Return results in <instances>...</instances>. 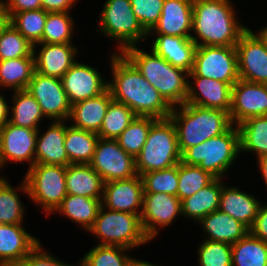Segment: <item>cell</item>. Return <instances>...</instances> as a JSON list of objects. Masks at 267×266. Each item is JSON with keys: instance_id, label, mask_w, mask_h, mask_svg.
Listing matches in <instances>:
<instances>
[{"instance_id": "obj_8", "label": "cell", "mask_w": 267, "mask_h": 266, "mask_svg": "<svg viewBox=\"0 0 267 266\" xmlns=\"http://www.w3.org/2000/svg\"><path fill=\"white\" fill-rule=\"evenodd\" d=\"M17 189L25 192L35 205H42L39 207L46 214H52L67 195L66 166L35 163Z\"/></svg>"}, {"instance_id": "obj_36", "label": "cell", "mask_w": 267, "mask_h": 266, "mask_svg": "<svg viewBox=\"0 0 267 266\" xmlns=\"http://www.w3.org/2000/svg\"><path fill=\"white\" fill-rule=\"evenodd\" d=\"M158 119L149 116H137L116 139L119 146L129 155L136 158L147 140L150 127Z\"/></svg>"}, {"instance_id": "obj_44", "label": "cell", "mask_w": 267, "mask_h": 266, "mask_svg": "<svg viewBox=\"0 0 267 266\" xmlns=\"http://www.w3.org/2000/svg\"><path fill=\"white\" fill-rule=\"evenodd\" d=\"M144 193H166L177 196L178 164L141 175Z\"/></svg>"}, {"instance_id": "obj_12", "label": "cell", "mask_w": 267, "mask_h": 266, "mask_svg": "<svg viewBox=\"0 0 267 266\" xmlns=\"http://www.w3.org/2000/svg\"><path fill=\"white\" fill-rule=\"evenodd\" d=\"M40 105L44 116L50 120H69L71 104L61 79L34 72L27 87Z\"/></svg>"}, {"instance_id": "obj_16", "label": "cell", "mask_w": 267, "mask_h": 266, "mask_svg": "<svg viewBox=\"0 0 267 266\" xmlns=\"http://www.w3.org/2000/svg\"><path fill=\"white\" fill-rule=\"evenodd\" d=\"M38 129L15 126L10 122L0 128V167L6 162H29L35 164Z\"/></svg>"}, {"instance_id": "obj_46", "label": "cell", "mask_w": 267, "mask_h": 266, "mask_svg": "<svg viewBox=\"0 0 267 266\" xmlns=\"http://www.w3.org/2000/svg\"><path fill=\"white\" fill-rule=\"evenodd\" d=\"M130 2L136 18L149 33L159 21L164 0H130Z\"/></svg>"}, {"instance_id": "obj_9", "label": "cell", "mask_w": 267, "mask_h": 266, "mask_svg": "<svg viewBox=\"0 0 267 266\" xmlns=\"http://www.w3.org/2000/svg\"><path fill=\"white\" fill-rule=\"evenodd\" d=\"M99 21L100 33L118 41V53L137 46L148 36L134 14L130 0H106Z\"/></svg>"}, {"instance_id": "obj_4", "label": "cell", "mask_w": 267, "mask_h": 266, "mask_svg": "<svg viewBox=\"0 0 267 266\" xmlns=\"http://www.w3.org/2000/svg\"><path fill=\"white\" fill-rule=\"evenodd\" d=\"M169 118L176 127L181 154L187 148L225 133L233 125L227 111L188 103L173 107Z\"/></svg>"}, {"instance_id": "obj_34", "label": "cell", "mask_w": 267, "mask_h": 266, "mask_svg": "<svg viewBox=\"0 0 267 266\" xmlns=\"http://www.w3.org/2000/svg\"><path fill=\"white\" fill-rule=\"evenodd\" d=\"M240 151L256 154L257 159L267 156V116L251 117L237 125Z\"/></svg>"}, {"instance_id": "obj_22", "label": "cell", "mask_w": 267, "mask_h": 266, "mask_svg": "<svg viewBox=\"0 0 267 266\" xmlns=\"http://www.w3.org/2000/svg\"><path fill=\"white\" fill-rule=\"evenodd\" d=\"M193 0H164L158 23L148 33L190 38Z\"/></svg>"}, {"instance_id": "obj_35", "label": "cell", "mask_w": 267, "mask_h": 266, "mask_svg": "<svg viewBox=\"0 0 267 266\" xmlns=\"http://www.w3.org/2000/svg\"><path fill=\"white\" fill-rule=\"evenodd\" d=\"M232 266H267V242L249 232L232 244Z\"/></svg>"}, {"instance_id": "obj_47", "label": "cell", "mask_w": 267, "mask_h": 266, "mask_svg": "<svg viewBox=\"0 0 267 266\" xmlns=\"http://www.w3.org/2000/svg\"><path fill=\"white\" fill-rule=\"evenodd\" d=\"M16 266H74L58 260L55 256L43 250L39 244L29 253V255Z\"/></svg>"}, {"instance_id": "obj_29", "label": "cell", "mask_w": 267, "mask_h": 266, "mask_svg": "<svg viewBox=\"0 0 267 266\" xmlns=\"http://www.w3.org/2000/svg\"><path fill=\"white\" fill-rule=\"evenodd\" d=\"M221 180L215 178L209 185L181 200V217L184 216L199 222L204 216L219 210L224 185Z\"/></svg>"}, {"instance_id": "obj_26", "label": "cell", "mask_w": 267, "mask_h": 266, "mask_svg": "<svg viewBox=\"0 0 267 266\" xmlns=\"http://www.w3.org/2000/svg\"><path fill=\"white\" fill-rule=\"evenodd\" d=\"M260 204L254 195L242 192L236 186L222 187L219 210L242 222L249 229L255 222Z\"/></svg>"}, {"instance_id": "obj_23", "label": "cell", "mask_w": 267, "mask_h": 266, "mask_svg": "<svg viewBox=\"0 0 267 266\" xmlns=\"http://www.w3.org/2000/svg\"><path fill=\"white\" fill-rule=\"evenodd\" d=\"M53 121L43 135L39 134L38 129L35 163L67 167L69 165V158L64 147L66 122L65 120Z\"/></svg>"}, {"instance_id": "obj_7", "label": "cell", "mask_w": 267, "mask_h": 266, "mask_svg": "<svg viewBox=\"0 0 267 266\" xmlns=\"http://www.w3.org/2000/svg\"><path fill=\"white\" fill-rule=\"evenodd\" d=\"M140 215L110 210L101 205L95 223L88 232L95 234L96 239H101L99 245L138 248L150 242L143 231Z\"/></svg>"}, {"instance_id": "obj_30", "label": "cell", "mask_w": 267, "mask_h": 266, "mask_svg": "<svg viewBox=\"0 0 267 266\" xmlns=\"http://www.w3.org/2000/svg\"><path fill=\"white\" fill-rule=\"evenodd\" d=\"M99 136L97 133L66 126L64 147L69 164H89L93 158Z\"/></svg>"}, {"instance_id": "obj_15", "label": "cell", "mask_w": 267, "mask_h": 266, "mask_svg": "<svg viewBox=\"0 0 267 266\" xmlns=\"http://www.w3.org/2000/svg\"><path fill=\"white\" fill-rule=\"evenodd\" d=\"M229 115L235 126L251 117L267 116V84L239 79L232 86Z\"/></svg>"}, {"instance_id": "obj_14", "label": "cell", "mask_w": 267, "mask_h": 266, "mask_svg": "<svg viewBox=\"0 0 267 266\" xmlns=\"http://www.w3.org/2000/svg\"><path fill=\"white\" fill-rule=\"evenodd\" d=\"M140 221L143 231L151 241L159 230L170 225L182 215L181 200L178 196L166 193H144ZM159 229V230H158Z\"/></svg>"}, {"instance_id": "obj_10", "label": "cell", "mask_w": 267, "mask_h": 266, "mask_svg": "<svg viewBox=\"0 0 267 266\" xmlns=\"http://www.w3.org/2000/svg\"><path fill=\"white\" fill-rule=\"evenodd\" d=\"M188 76H203L233 86L240 78L235 46H200L196 48L194 65Z\"/></svg>"}, {"instance_id": "obj_20", "label": "cell", "mask_w": 267, "mask_h": 266, "mask_svg": "<svg viewBox=\"0 0 267 266\" xmlns=\"http://www.w3.org/2000/svg\"><path fill=\"white\" fill-rule=\"evenodd\" d=\"M22 224L0 223V266H16L39 244Z\"/></svg>"}, {"instance_id": "obj_19", "label": "cell", "mask_w": 267, "mask_h": 266, "mask_svg": "<svg viewBox=\"0 0 267 266\" xmlns=\"http://www.w3.org/2000/svg\"><path fill=\"white\" fill-rule=\"evenodd\" d=\"M190 77L193 80L191 83L195 86L188 82V95L185 103L230 112L232 96L230 84L203 76H188Z\"/></svg>"}, {"instance_id": "obj_45", "label": "cell", "mask_w": 267, "mask_h": 266, "mask_svg": "<svg viewBox=\"0 0 267 266\" xmlns=\"http://www.w3.org/2000/svg\"><path fill=\"white\" fill-rule=\"evenodd\" d=\"M199 266H232V245L204 240L198 247Z\"/></svg>"}, {"instance_id": "obj_3", "label": "cell", "mask_w": 267, "mask_h": 266, "mask_svg": "<svg viewBox=\"0 0 267 266\" xmlns=\"http://www.w3.org/2000/svg\"><path fill=\"white\" fill-rule=\"evenodd\" d=\"M150 53L138 45L122 52L172 108L181 106L188 95V72L174 67L152 49Z\"/></svg>"}, {"instance_id": "obj_40", "label": "cell", "mask_w": 267, "mask_h": 266, "mask_svg": "<svg viewBox=\"0 0 267 266\" xmlns=\"http://www.w3.org/2000/svg\"><path fill=\"white\" fill-rule=\"evenodd\" d=\"M215 179L199 166L178 163V189L177 196L180 200L192 196L194 193L209 185Z\"/></svg>"}, {"instance_id": "obj_52", "label": "cell", "mask_w": 267, "mask_h": 266, "mask_svg": "<svg viewBox=\"0 0 267 266\" xmlns=\"http://www.w3.org/2000/svg\"><path fill=\"white\" fill-rule=\"evenodd\" d=\"M258 167L261 171L263 181L265 182V185L267 187V156L258 158Z\"/></svg>"}, {"instance_id": "obj_49", "label": "cell", "mask_w": 267, "mask_h": 266, "mask_svg": "<svg viewBox=\"0 0 267 266\" xmlns=\"http://www.w3.org/2000/svg\"><path fill=\"white\" fill-rule=\"evenodd\" d=\"M5 2L9 18L16 12L42 9L41 0H7Z\"/></svg>"}, {"instance_id": "obj_43", "label": "cell", "mask_w": 267, "mask_h": 266, "mask_svg": "<svg viewBox=\"0 0 267 266\" xmlns=\"http://www.w3.org/2000/svg\"><path fill=\"white\" fill-rule=\"evenodd\" d=\"M131 250L121 246L99 245L87 252L80 266H126L130 256L124 254Z\"/></svg>"}, {"instance_id": "obj_38", "label": "cell", "mask_w": 267, "mask_h": 266, "mask_svg": "<svg viewBox=\"0 0 267 266\" xmlns=\"http://www.w3.org/2000/svg\"><path fill=\"white\" fill-rule=\"evenodd\" d=\"M34 57L31 44L10 22L0 28V60Z\"/></svg>"}, {"instance_id": "obj_33", "label": "cell", "mask_w": 267, "mask_h": 266, "mask_svg": "<svg viewBox=\"0 0 267 266\" xmlns=\"http://www.w3.org/2000/svg\"><path fill=\"white\" fill-rule=\"evenodd\" d=\"M12 103L10 123L19 127L39 129L40 120L45 116L40 105L27 89L14 91Z\"/></svg>"}, {"instance_id": "obj_42", "label": "cell", "mask_w": 267, "mask_h": 266, "mask_svg": "<svg viewBox=\"0 0 267 266\" xmlns=\"http://www.w3.org/2000/svg\"><path fill=\"white\" fill-rule=\"evenodd\" d=\"M20 196L5 178L0 177V223L22 224L25 207Z\"/></svg>"}, {"instance_id": "obj_18", "label": "cell", "mask_w": 267, "mask_h": 266, "mask_svg": "<svg viewBox=\"0 0 267 266\" xmlns=\"http://www.w3.org/2000/svg\"><path fill=\"white\" fill-rule=\"evenodd\" d=\"M143 182L140 175L105 182L101 204L103 207L133 214H141L143 207Z\"/></svg>"}, {"instance_id": "obj_6", "label": "cell", "mask_w": 267, "mask_h": 266, "mask_svg": "<svg viewBox=\"0 0 267 266\" xmlns=\"http://www.w3.org/2000/svg\"><path fill=\"white\" fill-rule=\"evenodd\" d=\"M135 161L140 176L173 167L181 161L176 127L170 118L158 119L150 127L147 140Z\"/></svg>"}, {"instance_id": "obj_32", "label": "cell", "mask_w": 267, "mask_h": 266, "mask_svg": "<svg viewBox=\"0 0 267 266\" xmlns=\"http://www.w3.org/2000/svg\"><path fill=\"white\" fill-rule=\"evenodd\" d=\"M35 72L34 57L0 60V88L27 89Z\"/></svg>"}, {"instance_id": "obj_21", "label": "cell", "mask_w": 267, "mask_h": 266, "mask_svg": "<svg viewBox=\"0 0 267 266\" xmlns=\"http://www.w3.org/2000/svg\"><path fill=\"white\" fill-rule=\"evenodd\" d=\"M38 44L42 47L36 54L35 48H37ZM77 50L72 43H37L33 45L35 71L45 76L61 79L77 61L75 60V56L78 53Z\"/></svg>"}, {"instance_id": "obj_13", "label": "cell", "mask_w": 267, "mask_h": 266, "mask_svg": "<svg viewBox=\"0 0 267 266\" xmlns=\"http://www.w3.org/2000/svg\"><path fill=\"white\" fill-rule=\"evenodd\" d=\"M239 78L267 84V44L248 28L236 44Z\"/></svg>"}, {"instance_id": "obj_37", "label": "cell", "mask_w": 267, "mask_h": 266, "mask_svg": "<svg viewBox=\"0 0 267 266\" xmlns=\"http://www.w3.org/2000/svg\"><path fill=\"white\" fill-rule=\"evenodd\" d=\"M135 117L137 115L127 105L112 100L97 133L99 138L116 140Z\"/></svg>"}, {"instance_id": "obj_5", "label": "cell", "mask_w": 267, "mask_h": 266, "mask_svg": "<svg viewBox=\"0 0 267 266\" xmlns=\"http://www.w3.org/2000/svg\"><path fill=\"white\" fill-rule=\"evenodd\" d=\"M240 152L239 130L232 125L225 133L187 148L181 154V162L199 166L215 178L222 179Z\"/></svg>"}, {"instance_id": "obj_24", "label": "cell", "mask_w": 267, "mask_h": 266, "mask_svg": "<svg viewBox=\"0 0 267 266\" xmlns=\"http://www.w3.org/2000/svg\"><path fill=\"white\" fill-rule=\"evenodd\" d=\"M151 49L174 67L192 71L197 45L186 37L157 34Z\"/></svg>"}, {"instance_id": "obj_1", "label": "cell", "mask_w": 267, "mask_h": 266, "mask_svg": "<svg viewBox=\"0 0 267 266\" xmlns=\"http://www.w3.org/2000/svg\"><path fill=\"white\" fill-rule=\"evenodd\" d=\"M110 62L113 76L107 88L114 101L127 105L137 116L169 118L172 107L122 53H112Z\"/></svg>"}, {"instance_id": "obj_39", "label": "cell", "mask_w": 267, "mask_h": 266, "mask_svg": "<svg viewBox=\"0 0 267 266\" xmlns=\"http://www.w3.org/2000/svg\"><path fill=\"white\" fill-rule=\"evenodd\" d=\"M47 13L44 9L16 12L9 18V22L35 45L42 40Z\"/></svg>"}, {"instance_id": "obj_48", "label": "cell", "mask_w": 267, "mask_h": 266, "mask_svg": "<svg viewBox=\"0 0 267 266\" xmlns=\"http://www.w3.org/2000/svg\"><path fill=\"white\" fill-rule=\"evenodd\" d=\"M250 233L254 237L267 242V205L260 204L255 222L250 228Z\"/></svg>"}, {"instance_id": "obj_51", "label": "cell", "mask_w": 267, "mask_h": 266, "mask_svg": "<svg viewBox=\"0 0 267 266\" xmlns=\"http://www.w3.org/2000/svg\"><path fill=\"white\" fill-rule=\"evenodd\" d=\"M5 95L4 93L1 94L0 93V128L7 122H9V119H10V111H9V107L10 105H8L6 103L7 100H5L4 96ZM9 115V116H8Z\"/></svg>"}, {"instance_id": "obj_25", "label": "cell", "mask_w": 267, "mask_h": 266, "mask_svg": "<svg viewBox=\"0 0 267 266\" xmlns=\"http://www.w3.org/2000/svg\"><path fill=\"white\" fill-rule=\"evenodd\" d=\"M112 96L107 88L100 95L79 101L71 106L70 121L72 126L98 133L107 108L112 101Z\"/></svg>"}, {"instance_id": "obj_41", "label": "cell", "mask_w": 267, "mask_h": 266, "mask_svg": "<svg viewBox=\"0 0 267 266\" xmlns=\"http://www.w3.org/2000/svg\"><path fill=\"white\" fill-rule=\"evenodd\" d=\"M73 28L74 22L70 12H48L42 40L39 43H72Z\"/></svg>"}, {"instance_id": "obj_17", "label": "cell", "mask_w": 267, "mask_h": 266, "mask_svg": "<svg viewBox=\"0 0 267 266\" xmlns=\"http://www.w3.org/2000/svg\"><path fill=\"white\" fill-rule=\"evenodd\" d=\"M71 105L96 97L108 87V81L90 65L76 61L61 78Z\"/></svg>"}, {"instance_id": "obj_55", "label": "cell", "mask_w": 267, "mask_h": 266, "mask_svg": "<svg viewBox=\"0 0 267 266\" xmlns=\"http://www.w3.org/2000/svg\"><path fill=\"white\" fill-rule=\"evenodd\" d=\"M259 35L265 40L267 44V26L263 27L258 31Z\"/></svg>"}, {"instance_id": "obj_50", "label": "cell", "mask_w": 267, "mask_h": 266, "mask_svg": "<svg viewBox=\"0 0 267 266\" xmlns=\"http://www.w3.org/2000/svg\"><path fill=\"white\" fill-rule=\"evenodd\" d=\"M78 0H41L42 9L47 12H70Z\"/></svg>"}, {"instance_id": "obj_53", "label": "cell", "mask_w": 267, "mask_h": 266, "mask_svg": "<svg viewBox=\"0 0 267 266\" xmlns=\"http://www.w3.org/2000/svg\"><path fill=\"white\" fill-rule=\"evenodd\" d=\"M9 22V17L6 10V2L0 0V25H6Z\"/></svg>"}, {"instance_id": "obj_11", "label": "cell", "mask_w": 267, "mask_h": 266, "mask_svg": "<svg viewBox=\"0 0 267 266\" xmlns=\"http://www.w3.org/2000/svg\"><path fill=\"white\" fill-rule=\"evenodd\" d=\"M89 165L105 182L135 177V158L127 154L117 140L99 138Z\"/></svg>"}, {"instance_id": "obj_54", "label": "cell", "mask_w": 267, "mask_h": 266, "mask_svg": "<svg viewBox=\"0 0 267 266\" xmlns=\"http://www.w3.org/2000/svg\"><path fill=\"white\" fill-rule=\"evenodd\" d=\"M126 266H158L154 263H150L149 261H141L138 259H135L133 257L130 258Z\"/></svg>"}, {"instance_id": "obj_2", "label": "cell", "mask_w": 267, "mask_h": 266, "mask_svg": "<svg viewBox=\"0 0 267 266\" xmlns=\"http://www.w3.org/2000/svg\"><path fill=\"white\" fill-rule=\"evenodd\" d=\"M231 0H193L190 39L200 46H236L248 29L238 23ZM200 39V40H199Z\"/></svg>"}, {"instance_id": "obj_27", "label": "cell", "mask_w": 267, "mask_h": 266, "mask_svg": "<svg viewBox=\"0 0 267 266\" xmlns=\"http://www.w3.org/2000/svg\"><path fill=\"white\" fill-rule=\"evenodd\" d=\"M199 224L208 237L205 240L225 242L231 245L250 232V229L242 222L220 210L204 216Z\"/></svg>"}, {"instance_id": "obj_31", "label": "cell", "mask_w": 267, "mask_h": 266, "mask_svg": "<svg viewBox=\"0 0 267 266\" xmlns=\"http://www.w3.org/2000/svg\"><path fill=\"white\" fill-rule=\"evenodd\" d=\"M102 199L67 194L55 213L61 212L67 218L89 230L95 223Z\"/></svg>"}, {"instance_id": "obj_28", "label": "cell", "mask_w": 267, "mask_h": 266, "mask_svg": "<svg viewBox=\"0 0 267 266\" xmlns=\"http://www.w3.org/2000/svg\"><path fill=\"white\" fill-rule=\"evenodd\" d=\"M104 181L89 164H69L66 167L67 194L102 199Z\"/></svg>"}]
</instances>
